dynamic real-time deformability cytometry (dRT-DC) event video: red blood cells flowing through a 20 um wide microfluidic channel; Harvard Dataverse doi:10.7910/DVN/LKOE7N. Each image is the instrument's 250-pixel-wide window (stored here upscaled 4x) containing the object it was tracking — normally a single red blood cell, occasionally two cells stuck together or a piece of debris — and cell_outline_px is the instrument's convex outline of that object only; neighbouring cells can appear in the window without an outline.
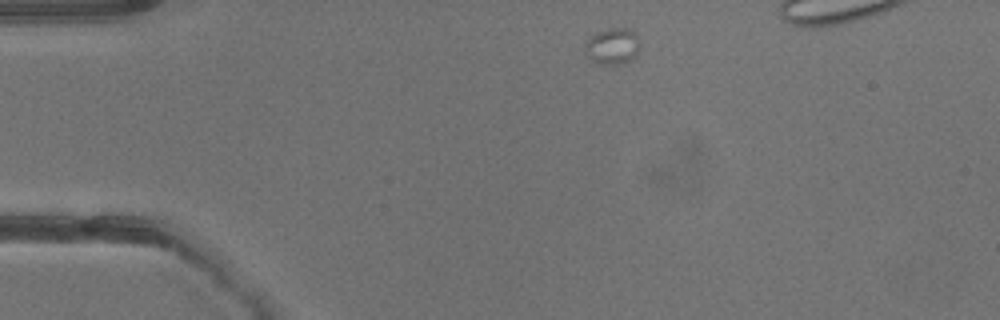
{"species": "common noctule bat (a hibernating species)", "species_latin": "Nyctalus noctula", "temperature_condition": "warm", "stored_images_in_passage": 10, "camera_frame_rate_fps": 3000, "um_per_image_px": 0.085, "animal": {"sex": "male", "body_mass_g": 13.3}, "frame": {"image": 1, "passage_image": 1, "time_ms": 0.0, "image_size_px": [1000, 320], "cell_outline_px": [[640, 44], [636, 56], [628, 60], [616, 64], [604, 64], [592, 60], [588, 56], [584, 48], [584, 40], [596, 32], [612, 28], [624, 28], [636, 32]], "centroid_in_image_um": [52.04, 3.89], "position_along_channel_um": 33.0, "area_um2": 11.56}}